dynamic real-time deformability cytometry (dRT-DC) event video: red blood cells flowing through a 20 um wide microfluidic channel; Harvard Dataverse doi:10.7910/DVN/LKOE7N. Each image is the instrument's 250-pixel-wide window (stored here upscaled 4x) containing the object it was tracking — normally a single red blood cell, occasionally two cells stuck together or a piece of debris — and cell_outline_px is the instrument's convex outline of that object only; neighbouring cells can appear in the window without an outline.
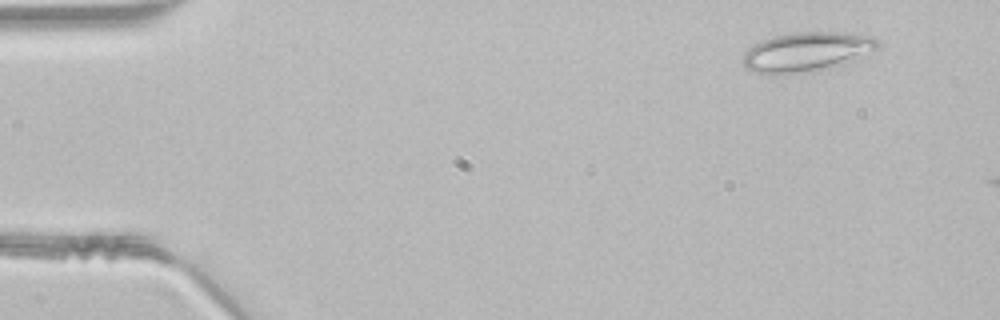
{"species": "common noctule bat (a hibernating species)", "species_latin": "Nyctalus noctula", "temperature_condition": "room temperature", "stored_images_in_passage": 7, "camera_frame_rate_fps": 3000, "um_per_image_px": 0.085, "animal": {"sex": "male", "body_mass_g": 21.5, "forearm_length_mm": 52.0}, "frame": {"image": 1, "passage_image": 1, "time_ms": 0.0, "image_size_px": [1000, 320], "cell_outline_px": [[880, 44], [876, 48], [844, 64], [812, 72], [784, 76], [776, 76], [752, 72], [744, 68], [740, 60], [744, 52], [748, 48], [772, 36], [792, 32], [840, 32], [872, 36], [880, 40]], "centroid_in_image_um": [68.48, 4.44], "position_along_channel_um": 16.5, "area_um2": 31.67}}